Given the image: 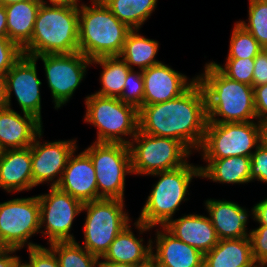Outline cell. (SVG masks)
<instances>
[{
    "instance_id": "obj_17",
    "label": "cell",
    "mask_w": 267,
    "mask_h": 267,
    "mask_svg": "<svg viewBox=\"0 0 267 267\" xmlns=\"http://www.w3.org/2000/svg\"><path fill=\"white\" fill-rule=\"evenodd\" d=\"M68 159L62 178L57 187L81 203L101 199L98 196L96 172L90 156L82 151Z\"/></svg>"
},
{
    "instance_id": "obj_11",
    "label": "cell",
    "mask_w": 267,
    "mask_h": 267,
    "mask_svg": "<svg viewBox=\"0 0 267 267\" xmlns=\"http://www.w3.org/2000/svg\"><path fill=\"white\" fill-rule=\"evenodd\" d=\"M40 233V204L38 196L14 198L0 203V249L21 250L39 247L28 242Z\"/></svg>"
},
{
    "instance_id": "obj_19",
    "label": "cell",
    "mask_w": 267,
    "mask_h": 267,
    "mask_svg": "<svg viewBox=\"0 0 267 267\" xmlns=\"http://www.w3.org/2000/svg\"><path fill=\"white\" fill-rule=\"evenodd\" d=\"M43 123L34 115L23 112V116L12 108L0 109V149H21L33 144L43 130Z\"/></svg>"
},
{
    "instance_id": "obj_8",
    "label": "cell",
    "mask_w": 267,
    "mask_h": 267,
    "mask_svg": "<svg viewBox=\"0 0 267 267\" xmlns=\"http://www.w3.org/2000/svg\"><path fill=\"white\" fill-rule=\"evenodd\" d=\"M130 140L132 173L137 175L150 176L181 167L188 163L187 158L192 154L177 139L148 135L139 129Z\"/></svg>"
},
{
    "instance_id": "obj_44",
    "label": "cell",
    "mask_w": 267,
    "mask_h": 267,
    "mask_svg": "<svg viewBox=\"0 0 267 267\" xmlns=\"http://www.w3.org/2000/svg\"><path fill=\"white\" fill-rule=\"evenodd\" d=\"M7 107L6 99V76L0 74V109Z\"/></svg>"
},
{
    "instance_id": "obj_28",
    "label": "cell",
    "mask_w": 267,
    "mask_h": 267,
    "mask_svg": "<svg viewBox=\"0 0 267 267\" xmlns=\"http://www.w3.org/2000/svg\"><path fill=\"white\" fill-rule=\"evenodd\" d=\"M98 64L103 67L100 75L101 89L94 94L120 98L130 67L120 56H103L91 60V65Z\"/></svg>"
},
{
    "instance_id": "obj_23",
    "label": "cell",
    "mask_w": 267,
    "mask_h": 267,
    "mask_svg": "<svg viewBox=\"0 0 267 267\" xmlns=\"http://www.w3.org/2000/svg\"><path fill=\"white\" fill-rule=\"evenodd\" d=\"M129 224L114 239L107 252L101 258L102 262H116L146 267L151 264L152 240L143 245V238H137Z\"/></svg>"
},
{
    "instance_id": "obj_34",
    "label": "cell",
    "mask_w": 267,
    "mask_h": 267,
    "mask_svg": "<svg viewBox=\"0 0 267 267\" xmlns=\"http://www.w3.org/2000/svg\"><path fill=\"white\" fill-rule=\"evenodd\" d=\"M122 102L135 106L138 110L144 105V81L142 71L131 69L119 98Z\"/></svg>"
},
{
    "instance_id": "obj_3",
    "label": "cell",
    "mask_w": 267,
    "mask_h": 267,
    "mask_svg": "<svg viewBox=\"0 0 267 267\" xmlns=\"http://www.w3.org/2000/svg\"><path fill=\"white\" fill-rule=\"evenodd\" d=\"M23 55L72 54L79 51V7L42 0ZM49 4V5H48Z\"/></svg>"
},
{
    "instance_id": "obj_32",
    "label": "cell",
    "mask_w": 267,
    "mask_h": 267,
    "mask_svg": "<svg viewBox=\"0 0 267 267\" xmlns=\"http://www.w3.org/2000/svg\"><path fill=\"white\" fill-rule=\"evenodd\" d=\"M248 21H238L259 44L267 49V2L249 0Z\"/></svg>"
},
{
    "instance_id": "obj_20",
    "label": "cell",
    "mask_w": 267,
    "mask_h": 267,
    "mask_svg": "<svg viewBox=\"0 0 267 267\" xmlns=\"http://www.w3.org/2000/svg\"><path fill=\"white\" fill-rule=\"evenodd\" d=\"M33 187L31 148L7 149L0 155V188L8 193Z\"/></svg>"
},
{
    "instance_id": "obj_10",
    "label": "cell",
    "mask_w": 267,
    "mask_h": 267,
    "mask_svg": "<svg viewBox=\"0 0 267 267\" xmlns=\"http://www.w3.org/2000/svg\"><path fill=\"white\" fill-rule=\"evenodd\" d=\"M84 151L95 168L98 196L124 200L125 177L133 174L129 145L93 142Z\"/></svg>"
},
{
    "instance_id": "obj_1",
    "label": "cell",
    "mask_w": 267,
    "mask_h": 267,
    "mask_svg": "<svg viewBox=\"0 0 267 267\" xmlns=\"http://www.w3.org/2000/svg\"><path fill=\"white\" fill-rule=\"evenodd\" d=\"M139 130L148 135L170 137L182 142L191 152L199 150L208 122L206 97L196 82L181 96L138 110Z\"/></svg>"
},
{
    "instance_id": "obj_41",
    "label": "cell",
    "mask_w": 267,
    "mask_h": 267,
    "mask_svg": "<svg viewBox=\"0 0 267 267\" xmlns=\"http://www.w3.org/2000/svg\"><path fill=\"white\" fill-rule=\"evenodd\" d=\"M251 213L254 221H257L259 225L267 226V198L255 204Z\"/></svg>"
},
{
    "instance_id": "obj_2",
    "label": "cell",
    "mask_w": 267,
    "mask_h": 267,
    "mask_svg": "<svg viewBox=\"0 0 267 267\" xmlns=\"http://www.w3.org/2000/svg\"><path fill=\"white\" fill-rule=\"evenodd\" d=\"M196 77L205 93L208 122L257 120L253 86L228 78L213 62L206 63L203 73Z\"/></svg>"
},
{
    "instance_id": "obj_15",
    "label": "cell",
    "mask_w": 267,
    "mask_h": 267,
    "mask_svg": "<svg viewBox=\"0 0 267 267\" xmlns=\"http://www.w3.org/2000/svg\"><path fill=\"white\" fill-rule=\"evenodd\" d=\"M37 61L33 57L23 55L5 74L7 107L11 108V94L22 112L34 115L42 122L41 93L42 82L37 76Z\"/></svg>"
},
{
    "instance_id": "obj_35",
    "label": "cell",
    "mask_w": 267,
    "mask_h": 267,
    "mask_svg": "<svg viewBox=\"0 0 267 267\" xmlns=\"http://www.w3.org/2000/svg\"><path fill=\"white\" fill-rule=\"evenodd\" d=\"M253 260L256 264L267 265V226L259 227L249 231Z\"/></svg>"
},
{
    "instance_id": "obj_39",
    "label": "cell",
    "mask_w": 267,
    "mask_h": 267,
    "mask_svg": "<svg viewBox=\"0 0 267 267\" xmlns=\"http://www.w3.org/2000/svg\"><path fill=\"white\" fill-rule=\"evenodd\" d=\"M253 90L257 121H267V84L253 86Z\"/></svg>"
},
{
    "instance_id": "obj_5",
    "label": "cell",
    "mask_w": 267,
    "mask_h": 267,
    "mask_svg": "<svg viewBox=\"0 0 267 267\" xmlns=\"http://www.w3.org/2000/svg\"><path fill=\"white\" fill-rule=\"evenodd\" d=\"M91 2L79 6V52L91 60L119 56L131 29L102 0Z\"/></svg>"
},
{
    "instance_id": "obj_18",
    "label": "cell",
    "mask_w": 267,
    "mask_h": 267,
    "mask_svg": "<svg viewBox=\"0 0 267 267\" xmlns=\"http://www.w3.org/2000/svg\"><path fill=\"white\" fill-rule=\"evenodd\" d=\"M160 228L155 230L156 245L153 241L151 245V263L155 267H204L201 251L177 239L164 226Z\"/></svg>"
},
{
    "instance_id": "obj_4",
    "label": "cell",
    "mask_w": 267,
    "mask_h": 267,
    "mask_svg": "<svg viewBox=\"0 0 267 267\" xmlns=\"http://www.w3.org/2000/svg\"><path fill=\"white\" fill-rule=\"evenodd\" d=\"M159 180L153 185L138 220L134 223L142 235L153 227L165 226L171 219L182 201L189 200V185L195 177L201 178L199 165L189 162L181 167L151 174Z\"/></svg>"
},
{
    "instance_id": "obj_24",
    "label": "cell",
    "mask_w": 267,
    "mask_h": 267,
    "mask_svg": "<svg viewBox=\"0 0 267 267\" xmlns=\"http://www.w3.org/2000/svg\"><path fill=\"white\" fill-rule=\"evenodd\" d=\"M249 237L221 239L204 254V267H254Z\"/></svg>"
},
{
    "instance_id": "obj_40",
    "label": "cell",
    "mask_w": 267,
    "mask_h": 267,
    "mask_svg": "<svg viewBox=\"0 0 267 267\" xmlns=\"http://www.w3.org/2000/svg\"><path fill=\"white\" fill-rule=\"evenodd\" d=\"M267 84V49H263L255 57L253 86Z\"/></svg>"
},
{
    "instance_id": "obj_45",
    "label": "cell",
    "mask_w": 267,
    "mask_h": 267,
    "mask_svg": "<svg viewBox=\"0 0 267 267\" xmlns=\"http://www.w3.org/2000/svg\"><path fill=\"white\" fill-rule=\"evenodd\" d=\"M260 145L267 150V121L260 122Z\"/></svg>"
},
{
    "instance_id": "obj_43",
    "label": "cell",
    "mask_w": 267,
    "mask_h": 267,
    "mask_svg": "<svg viewBox=\"0 0 267 267\" xmlns=\"http://www.w3.org/2000/svg\"><path fill=\"white\" fill-rule=\"evenodd\" d=\"M0 38H8L7 14L4 5H0Z\"/></svg>"
},
{
    "instance_id": "obj_38",
    "label": "cell",
    "mask_w": 267,
    "mask_h": 267,
    "mask_svg": "<svg viewBox=\"0 0 267 267\" xmlns=\"http://www.w3.org/2000/svg\"><path fill=\"white\" fill-rule=\"evenodd\" d=\"M27 250L29 263L33 267H59L58 259L50 248L39 246Z\"/></svg>"
},
{
    "instance_id": "obj_26",
    "label": "cell",
    "mask_w": 267,
    "mask_h": 267,
    "mask_svg": "<svg viewBox=\"0 0 267 267\" xmlns=\"http://www.w3.org/2000/svg\"><path fill=\"white\" fill-rule=\"evenodd\" d=\"M206 166H199L201 177L218 183L244 184L251 182V158L231 156L222 159H204Z\"/></svg>"
},
{
    "instance_id": "obj_22",
    "label": "cell",
    "mask_w": 267,
    "mask_h": 267,
    "mask_svg": "<svg viewBox=\"0 0 267 267\" xmlns=\"http://www.w3.org/2000/svg\"><path fill=\"white\" fill-rule=\"evenodd\" d=\"M164 227L177 239L203 254L209 252L219 241L209 216L188 214L171 219Z\"/></svg>"
},
{
    "instance_id": "obj_50",
    "label": "cell",
    "mask_w": 267,
    "mask_h": 267,
    "mask_svg": "<svg viewBox=\"0 0 267 267\" xmlns=\"http://www.w3.org/2000/svg\"><path fill=\"white\" fill-rule=\"evenodd\" d=\"M254 267H267L265 264H256Z\"/></svg>"
},
{
    "instance_id": "obj_27",
    "label": "cell",
    "mask_w": 267,
    "mask_h": 267,
    "mask_svg": "<svg viewBox=\"0 0 267 267\" xmlns=\"http://www.w3.org/2000/svg\"><path fill=\"white\" fill-rule=\"evenodd\" d=\"M138 32V29L129 32L119 56L130 69H133V65H135L139 67V70L143 71L161 63L155 58L159 50V43L154 39L144 37Z\"/></svg>"
},
{
    "instance_id": "obj_25",
    "label": "cell",
    "mask_w": 267,
    "mask_h": 267,
    "mask_svg": "<svg viewBox=\"0 0 267 267\" xmlns=\"http://www.w3.org/2000/svg\"><path fill=\"white\" fill-rule=\"evenodd\" d=\"M42 0H25L5 6L8 39L23 49L31 40Z\"/></svg>"
},
{
    "instance_id": "obj_48",
    "label": "cell",
    "mask_w": 267,
    "mask_h": 267,
    "mask_svg": "<svg viewBox=\"0 0 267 267\" xmlns=\"http://www.w3.org/2000/svg\"><path fill=\"white\" fill-rule=\"evenodd\" d=\"M14 267H33L29 262L22 263L20 257L17 259Z\"/></svg>"
},
{
    "instance_id": "obj_46",
    "label": "cell",
    "mask_w": 267,
    "mask_h": 267,
    "mask_svg": "<svg viewBox=\"0 0 267 267\" xmlns=\"http://www.w3.org/2000/svg\"><path fill=\"white\" fill-rule=\"evenodd\" d=\"M99 267H140L133 264L126 263H116V262H101L99 263Z\"/></svg>"
},
{
    "instance_id": "obj_7",
    "label": "cell",
    "mask_w": 267,
    "mask_h": 267,
    "mask_svg": "<svg viewBox=\"0 0 267 267\" xmlns=\"http://www.w3.org/2000/svg\"><path fill=\"white\" fill-rule=\"evenodd\" d=\"M124 200L97 199L83 204L86 212L83 247L101 259L116 236L130 224Z\"/></svg>"
},
{
    "instance_id": "obj_49",
    "label": "cell",
    "mask_w": 267,
    "mask_h": 267,
    "mask_svg": "<svg viewBox=\"0 0 267 267\" xmlns=\"http://www.w3.org/2000/svg\"><path fill=\"white\" fill-rule=\"evenodd\" d=\"M20 1H25V0H0V5H9V4H12V3H17V2H20Z\"/></svg>"
},
{
    "instance_id": "obj_33",
    "label": "cell",
    "mask_w": 267,
    "mask_h": 267,
    "mask_svg": "<svg viewBox=\"0 0 267 267\" xmlns=\"http://www.w3.org/2000/svg\"><path fill=\"white\" fill-rule=\"evenodd\" d=\"M212 62L228 78L253 86L255 59H226L224 66Z\"/></svg>"
},
{
    "instance_id": "obj_21",
    "label": "cell",
    "mask_w": 267,
    "mask_h": 267,
    "mask_svg": "<svg viewBox=\"0 0 267 267\" xmlns=\"http://www.w3.org/2000/svg\"><path fill=\"white\" fill-rule=\"evenodd\" d=\"M205 207L219 240L249 237L246 228L249 215L246 208L224 199H207Z\"/></svg>"
},
{
    "instance_id": "obj_12",
    "label": "cell",
    "mask_w": 267,
    "mask_h": 267,
    "mask_svg": "<svg viewBox=\"0 0 267 267\" xmlns=\"http://www.w3.org/2000/svg\"><path fill=\"white\" fill-rule=\"evenodd\" d=\"M44 63L45 76L51 90L54 108L57 110L66 104L76 91L91 65L79 51L72 54H44L33 57Z\"/></svg>"
},
{
    "instance_id": "obj_47",
    "label": "cell",
    "mask_w": 267,
    "mask_h": 267,
    "mask_svg": "<svg viewBox=\"0 0 267 267\" xmlns=\"http://www.w3.org/2000/svg\"><path fill=\"white\" fill-rule=\"evenodd\" d=\"M51 4H63L79 7L80 0H48Z\"/></svg>"
},
{
    "instance_id": "obj_16",
    "label": "cell",
    "mask_w": 267,
    "mask_h": 267,
    "mask_svg": "<svg viewBox=\"0 0 267 267\" xmlns=\"http://www.w3.org/2000/svg\"><path fill=\"white\" fill-rule=\"evenodd\" d=\"M144 81V105L166 102L181 96L197 80L159 63L142 71Z\"/></svg>"
},
{
    "instance_id": "obj_30",
    "label": "cell",
    "mask_w": 267,
    "mask_h": 267,
    "mask_svg": "<svg viewBox=\"0 0 267 267\" xmlns=\"http://www.w3.org/2000/svg\"><path fill=\"white\" fill-rule=\"evenodd\" d=\"M56 255L59 267H99L100 259L75 241H58L49 247Z\"/></svg>"
},
{
    "instance_id": "obj_36",
    "label": "cell",
    "mask_w": 267,
    "mask_h": 267,
    "mask_svg": "<svg viewBox=\"0 0 267 267\" xmlns=\"http://www.w3.org/2000/svg\"><path fill=\"white\" fill-rule=\"evenodd\" d=\"M22 56V49L16 43L0 38V74L5 75Z\"/></svg>"
},
{
    "instance_id": "obj_42",
    "label": "cell",
    "mask_w": 267,
    "mask_h": 267,
    "mask_svg": "<svg viewBox=\"0 0 267 267\" xmlns=\"http://www.w3.org/2000/svg\"><path fill=\"white\" fill-rule=\"evenodd\" d=\"M16 249H0V267H14L19 256H12Z\"/></svg>"
},
{
    "instance_id": "obj_6",
    "label": "cell",
    "mask_w": 267,
    "mask_h": 267,
    "mask_svg": "<svg viewBox=\"0 0 267 267\" xmlns=\"http://www.w3.org/2000/svg\"><path fill=\"white\" fill-rule=\"evenodd\" d=\"M84 122L97 129L96 143L130 144L139 129L138 109L122 102L119 98L103 97L96 94L86 96ZM125 138H124V137Z\"/></svg>"
},
{
    "instance_id": "obj_14",
    "label": "cell",
    "mask_w": 267,
    "mask_h": 267,
    "mask_svg": "<svg viewBox=\"0 0 267 267\" xmlns=\"http://www.w3.org/2000/svg\"><path fill=\"white\" fill-rule=\"evenodd\" d=\"M43 130L35 137L31 148L33 184L38 186L44 182L51 187L57 186L63 171L74 150L78 149L75 139L41 142ZM57 178V179H56Z\"/></svg>"
},
{
    "instance_id": "obj_31",
    "label": "cell",
    "mask_w": 267,
    "mask_h": 267,
    "mask_svg": "<svg viewBox=\"0 0 267 267\" xmlns=\"http://www.w3.org/2000/svg\"><path fill=\"white\" fill-rule=\"evenodd\" d=\"M231 34L229 52L226 59H255L264 49L238 21L235 23Z\"/></svg>"
},
{
    "instance_id": "obj_37",
    "label": "cell",
    "mask_w": 267,
    "mask_h": 267,
    "mask_svg": "<svg viewBox=\"0 0 267 267\" xmlns=\"http://www.w3.org/2000/svg\"><path fill=\"white\" fill-rule=\"evenodd\" d=\"M250 158V180L267 183V150L259 145Z\"/></svg>"
},
{
    "instance_id": "obj_13",
    "label": "cell",
    "mask_w": 267,
    "mask_h": 267,
    "mask_svg": "<svg viewBox=\"0 0 267 267\" xmlns=\"http://www.w3.org/2000/svg\"><path fill=\"white\" fill-rule=\"evenodd\" d=\"M40 204V233L49 243L75 241L72 230L74 219L82 212L83 203L70 194L51 187L46 194L38 195ZM42 228L45 229L41 230Z\"/></svg>"
},
{
    "instance_id": "obj_9",
    "label": "cell",
    "mask_w": 267,
    "mask_h": 267,
    "mask_svg": "<svg viewBox=\"0 0 267 267\" xmlns=\"http://www.w3.org/2000/svg\"><path fill=\"white\" fill-rule=\"evenodd\" d=\"M260 145V122L210 123L198 152L203 159L251 157Z\"/></svg>"
},
{
    "instance_id": "obj_51",
    "label": "cell",
    "mask_w": 267,
    "mask_h": 267,
    "mask_svg": "<svg viewBox=\"0 0 267 267\" xmlns=\"http://www.w3.org/2000/svg\"><path fill=\"white\" fill-rule=\"evenodd\" d=\"M146 267H155V266L151 263L150 265H148Z\"/></svg>"
},
{
    "instance_id": "obj_29",
    "label": "cell",
    "mask_w": 267,
    "mask_h": 267,
    "mask_svg": "<svg viewBox=\"0 0 267 267\" xmlns=\"http://www.w3.org/2000/svg\"><path fill=\"white\" fill-rule=\"evenodd\" d=\"M113 15L131 30L142 27L156 9L158 0H102Z\"/></svg>"
}]
</instances>
